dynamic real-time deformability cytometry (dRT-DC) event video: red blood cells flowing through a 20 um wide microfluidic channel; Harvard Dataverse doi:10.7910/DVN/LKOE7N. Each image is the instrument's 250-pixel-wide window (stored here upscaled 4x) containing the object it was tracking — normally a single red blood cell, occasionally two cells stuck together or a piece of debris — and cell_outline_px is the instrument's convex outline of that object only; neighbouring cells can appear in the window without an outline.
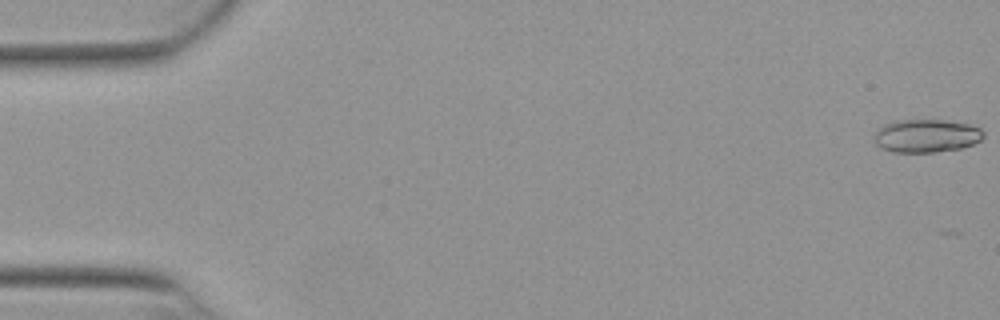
{"species": "Egyptian fruit bat (a non-hibernating species)", "species_latin": "Rousettus aegyptiacus", "temperature_condition": "warm", "stored_images_in_passage": 5, "camera_frame_rate_fps": 3000, "um_per_image_px": 0.085, "animal": {"sex": "female"}, "frame": {"image": 1, "passage_image": 1, "time_ms": 0.0, "image_size_px": [1000, 320], "cell_outline_px": [[984, 136], [980, 140], [972, 144], [960, 148], [936, 152], [892, 152], [880, 148], [872, 140], [872, 136], [876, 128], [884, 124], [896, 120], [944, 120], [968, 124], [980, 128], [984, 132]], "centroid_in_image_um": [78.66, 11.54], "position_along_channel_um": 6.3, "area_um2": 21.39}}